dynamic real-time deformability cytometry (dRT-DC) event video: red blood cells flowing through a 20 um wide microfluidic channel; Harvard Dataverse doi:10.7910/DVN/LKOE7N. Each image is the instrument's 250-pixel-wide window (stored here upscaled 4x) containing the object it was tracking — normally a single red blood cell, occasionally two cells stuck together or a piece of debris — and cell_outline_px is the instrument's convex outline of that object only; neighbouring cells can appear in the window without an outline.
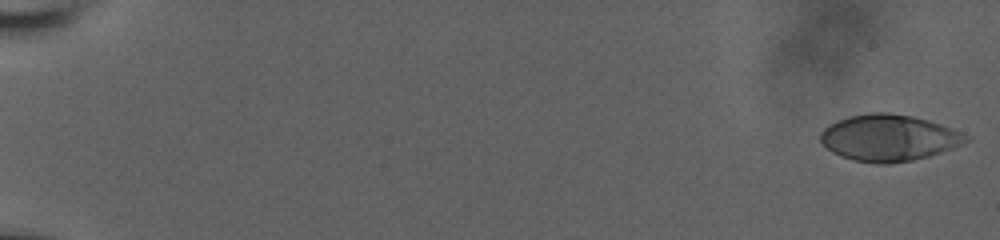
{"species": "human", "species_latin": "Homo sapiens", "temperature_condition": "room temperature", "stored_images_in_passage": 57, "camera_frame_rate_fps": 3000, "um_per_image_px": 0.085, "donor": {"sex": "male"}, "frame": {"image": 1, "passage_image": 1, "time_ms": 0.0, "image_size_px": [1000, 240], "cell_outline_px": [[972, 140], [964, 144], [928, 156], [912, 160], [888, 164], [876, 164], [852, 160], [840, 156], [824, 148], [820, 144], [820, 132], [828, 124], [836, 120], [848, 116], [868, 112], [888, 112], [912, 116], [928, 120], [940, 124], [972, 136]], "centroid_in_image_um": [75.52, 11.71], "position_along_channel_um": 9.5, "area_um2": 40.0}}
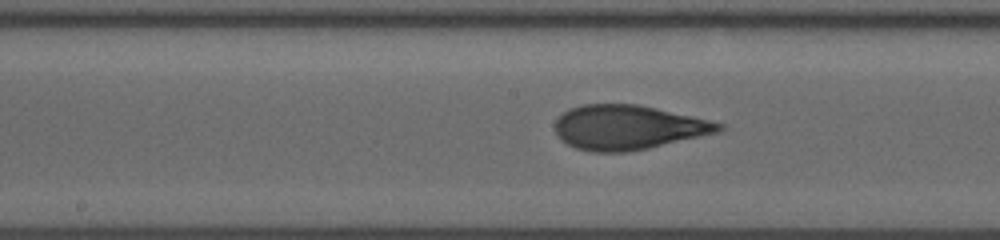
{"frame": {"image": 2, "passage_image": 32, "time_ms": 10.333, "image_size_px": [1000, 240], "cell_outline_px": [[724, 128], [720, 132], [648, 148], [628, 152], [592, 152], [576, 148], [560, 140], [556, 132], [556, 120], [568, 108], [584, 104], [636, 104], [656, 108], [692, 116], [724, 124]], "centroid_in_image_um": [53.38, 10.83], "position_along_channel_um": 194.8, "area_um2": 42.31}}
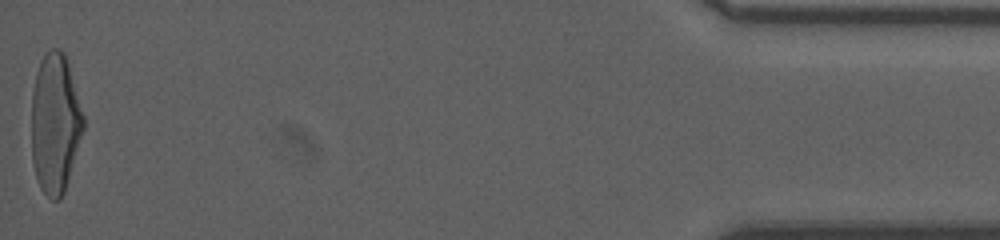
{"frame": {"image": 3, "passage_image": 57, "time_ms": 18.667, "image_size_px": [1000, 240], "cell_outline_px": [[84, 128], [64, 192], [60, 200], [52, 200], [40, 188], [36, 176], [32, 160], [32, 92], [36, 72], [40, 60], [52, 48], [60, 48], [64, 52], [68, 64], [84, 116]], "centroid_in_image_um": [4.68, 10.49], "position_along_channel_um": 430.5, "area_um2": 42.02}, "authors_computed_cell_mechanics": {"area_um2": 41.5004, "velocity_mm_per_s": 3.8382, "shape_relaxation_time_tau1_ms": 4.5739, "shape_relaxation_time_tau2_ms": 0.9796, "deformation_change_tau1": 0.1953, "deformation_change_tau2": 0.0827}}